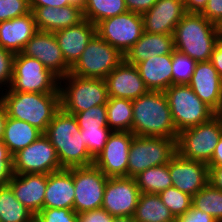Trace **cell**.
Here are the masks:
<instances>
[{
  "mask_svg": "<svg viewBox=\"0 0 222 222\" xmlns=\"http://www.w3.org/2000/svg\"><path fill=\"white\" fill-rule=\"evenodd\" d=\"M108 177L94 164L73 168L75 199L73 210L79 214L100 209L103 204L104 189Z\"/></svg>",
  "mask_w": 222,
  "mask_h": 222,
  "instance_id": "obj_13",
  "label": "cell"
},
{
  "mask_svg": "<svg viewBox=\"0 0 222 222\" xmlns=\"http://www.w3.org/2000/svg\"><path fill=\"white\" fill-rule=\"evenodd\" d=\"M7 119V111L5 109L3 101L0 99V140H2L4 136L5 124Z\"/></svg>",
  "mask_w": 222,
  "mask_h": 222,
  "instance_id": "obj_52",
  "label": "cell"
},
{
  "mask_svg": "<svg viewBox=\"0 0 222 222\" xmlns=\"http://www.w3.org/2000/svg\"><path fill=\"white\" fill-rule=\"evenodd\" d=\"M186 14L183 0H157L142 13L144 32L151 34H174L175 27Z\"/></svg>",
  "mask_w": 222,
  "mask_h": 222,
  "instance_id": "obj_18",
  "label": "cell"
},
{
  "mask_svg": "<svg viewBox=\"0 0 222 222\" xmlns=\"http://www.w3.org/2000/svg\"><path fill=\"white\" fill-rule=\"evenodd\" d=\"M196 61L177 50L172 53V85L189 84Z\"/></svg>",
  "mask_w": 222,
  "mask_h": 222,
  "instance_id": "obj_36",
  "label": "cell"
},
{
  "mask_svg": "<svg viewBox=\"0 0 222 222\" xmlns=\"http://www.w3.org/2000/svg\"><path fill=\"white\" fill-rule=\"evenodd\" d=\"M35 215L18 199L11 186H0V222H29Z\"/></svg>",
  "mask_w": 222,
  "mask_h": 222,
  "instance_id": "obj_31",
  "label": "cell"
},
{
  "mask_svg": "<svg viewBox=\"0 0 222 222\" xmlns=\"http://www.w3.org/2000/svg\"><path fill=\"white\" fill-rule=\"evenodd\" d=\"M22 53L38 59L59 78L70 73L54 33L38 30L26 43Z\"/></svg>",
  "mask_w": 222,
  "mask_h": 222,
  "instance_id": "obj_17",
  "label": "cell"
},
{
  "mask_svg": "<svg viewBox=\"0 0 222 222\" xmlns=\"http://www.w3.org/2000/svg\"><path fill=\"white\" fill-rule=\"evenodd\" d=\"M29 222H41V220L35 215Z\"/></svg>",
  "mask_w": 222,
  "mask_h": 222,
  "instance_id": "obj_57",
  "label": "cell"
},
{
  "mask_svg": "<svg viewBox=\"0 0 222 222\" xmlns=\"http://www.w3.org/2000/svg\"><path fill=\"white\" fill-rule=\"evenodd\" d=\"M209 183L222 190V166L209 167Z\"/></svg>",
  "mask_w": 222,
  "mask_h": 222,
  "instance_id": "obj_49",
  "label": "cell"
},
{
  "mask_svg": "<svg viewBox=\"0 0 222 222\" xmlns=\"http://www.w3.org/2000/svg\"><path fill=\"white\" fill-rule=\"evenodd\" d=\"M175 50L173 34H151L144 32L140 39L125 54V60L133 65L151 56L172 54Z\"/></svg>",
  "mask_w": 222,
  "mask_h": 222,
  "instance_id": "obj_27",
  "label": "cell"
},
{
  "mask_svg": "<svg viewBox=\"0 0 222 222\" xmlns=\"http://www.w3.org/2000/svg\"><path fill=\"white\" fill-rule=\"evenodd\" d=\"M74 116L80 129L108 127L106 105L91 107Z\"/></svg>",
  "mask_w": 222,
  "mask_h": 222,
  "instance_id": "obj_38",
  "label": "cell"
},
{
  "mask_svg": "<svg viewBox=\"0 0 222 222\" xmlns=\"http://www.w3.org/2000/svg\"><path fill=\"white\" fill-rule=\"evenodd\" d=\"M175 218L186 213L192 207V196L171 186L158 194Z\"/></svg>",
  "mask_w": 222,
  "mask_h": 222,
  "instance_id": "obj_35",
  "label": "cell"
},
{
  "mask_svg": "<svg viewBox=\"0 0 222 222\" xmlns=\"http://www.w3.org/2000/svg\"><path fill=\"white\" fill-rule=\"evenodd\" d=\"M108 96L134 100L149 90L140 77L136 65L125 59L105 78Z\"/></svg>",
  "mask_w": 222,
  "mask_h": 222,
  "instance_id": "obj_19",
  "label": "cell"
},
{
  "mask_svg": "<svg viewBox=\"0 0 222 222\" xmlns=\"http://www.w3.org/2000/svg\"><path fill=\"white\" fill-rule=\"evenodd\" d=\"M86 2H87V0H69V3L71 5H76L82 9H84Z\"/></svg>",
  "mask_w": 222,
  "mask_h": 222,
  "instance_id": "obj_54",
  "label": "cell"
},
{
  "mask_svg": "<svg viewBox=\"0 0 222 222\" xmlns=\"http://www.w3.org/2000/svg\"><path fill=\"white\" fill-rule=\"evenodd\" d=\"M74 195L73 168L50 173L47 175L43 208L73 210Z\"/></svg>",
  "mask_w": 222,
  "mask_h": 222,
  "instance_id": "obj_25",
  "label": "cell"
},
{
  "mask_svg": "<svg viewBox=\"0 0 222 222\" xmlns=\"http://www.w3.org/2000/svg\"><path fill=\"white\" fill-rule=\"evenodd\" d=\"M186 13H201L208 0H183Z\"/></svg>",
  "mask_w": 222,
  "mask_h": 222,
  "instance_id": "obj_50",
  "label": "cell"
},
{
  "mask_svg": "<svg viewBox=\"0 0 222 222\" xmlns=\"http://www.w3.org/2000/svg\"><path fill=\"white\" fill-rule=\"evenodd\" d=\"M30 11L29 0H0V22L23 16Z\"/></svg>",
  "mask_w": 222,
  "mask_h": 222,
  "instance_id": "obj_39",
  "label": "cell"
},
{
  "mask_svg": "<svg viewBox=\"0 0 222 222\" xmlns=\"http://www.w3.org/2000/svg\"><path fill=\"white\" fill-rule=\"evenodd\" d=\"M9 185L16 199L34 215L43 209L47 174H14Z\"/></svg>",
  "mask_w": 222,
  "mask_h": 222,
  "instance_id": "obj_23",
  "label": "cell"
},
{
  "mask_svg": "<svg viewBox=\"0 0 222 222\" xmlns=\"http://www.w3.org/2000/svg\"><path fill=\"white\" fill-rule=\"evenodd\" d=\"M113 217L107 211L100 208L79 213L77 215V222H112Z\"/></svg>",
  "mask_w": 222,
  "mask_h": 222,
  "instance_id": "obj_43",
  "label": "cell"
},
{
  "mask_svg": "<svg viewBox=\"0 0 222 222\" xmlns=\"http://www.w3.org/2000/svg\"><path fill=\"white\" fill-rule=\"evenodd\" d=\"M0 99L8 117L25 121L43 133L61 109L60 93H27L8 88L0 93Z\"/></svg>",
  "mask_w": 222,
  "mask_h": 222,
  "instance_id": "obj_2",
  "label": "cell"
},
{
  "mask_svg": "<svg viewBox=\"0 0 222 222\" xmlns=\"http://www.w3.org/2000/svg\"><path fill=\"white\" fill-rule=\"evenodd\" d=\"M222 136V122L215 115L210 120L178 133L176 139L177 154L209 164L215 147Z\"/></svg>",
  "mask_w": 222,
  "mask_h": 222,
  "instance_id": "obj_8",
  "label": "cell"
},
{
  "mask_svg": "<svg viewBox=\"0 0 222 222\" xmlns=\"http://www.w3.org/2000/svg\"><path fill=\"white\" fill-rule=\"evenodd\" d=\"M216 115L220 118V121L222 122V103L220 109L216 112Z\"/></svg>",
  "mask_w": 222,
  "mask_h": 222,
  "instance_id": "obj_56",
  "label": "cell"
},
{
  "mask_svg": "<svg viewBox=\"0 0 222 222\" xmlns=\"http://www.w3.org/2000/svg\"><path fill=\"white\" fill-rule=\"evenodd\" d=\"M216 30L218 32L219 38H222V18L219 20V22L216 24Z\"/></svg>",
  "mask_w": 222,
  "mask_h": 222,
  "instance_id": "obj_55",
  "label": "cell"
},
{
  "mask_svg": "<svg viewBox=\"0 0 222 222\" xmlns=\"http://www.w3.org/2000/svg\"><path fill=\"white\" fill-rule=\"evenodd\" d=\"M127 11L125 0H87L83 9L84 18L94 25Z\"/></svg>",
  "mask_w": 222,
  "mask_h": 222,
  "instance_id": "obj_33",
  "label": "cell"
},
{
  "mask_svg": "<svg viewBox=\"0 0 222 222\" xmlns=\"http://www.w3.org/2000/svg\"><path fill=\"white\" fill-rule=\"evenodd\" d=\"M30 7H64L71 5L69 0H29Z\"/></svg>",
  "mask_w": 222,
  "mask_h": 222,
  "instance_id": "obj_48",
  "label": "cell"
},
{
  "mask_svg": "<svg viewBox=\"0 0 222 222\" xmlns=\"http://www.w3.org/2000/svg\"><path fill=\"white\" fill-rule=\"evenodd\" d=\"M176 153V139L134 136L129 148L127 177L134 178L148 168L168 164Z\"/></svg>",
  "mask_w": 222,
  "mask_h": 222,
  "instance_id": "obj_9",
  "label": "cell"
},
{
  "mask_svg": "<svg viewBox=\"0 0 222 222\" xmlns=\"http://www.w3.org/2000/svg\"><path fill=\"white\" fill-rule=\"evenodd\" d=\"M177 132L197 126L216 115L188 84H173L164 91Z\"/></svg>",
  "mask_w": 222,
  "mask_h": 222,
  "instance_id": "obj_6",
  "label": "cell"
},
{
  "mask_svg": "<svg viewBox=\"0 0 222 222\" xmlns=\"http://www.w3.org/2000/svg\"><path fill=\"white\" fill-rule=\"evenodd\" d=\"M132 133L135 136L177 139L167 97L161 91H148L132 100Z\"/></svg>",
  "mask_w": 222,
  "mask_h": 222,
  "instance_id": "obj_3",
  "label": "cell"
},
{
  "mask_svg": "<svg viewBox=\"0 0 222 222\" xmlns=\"http://www.w3.org/2000/svg\"><path fill=\"white\" fill-rule=\"evenodd\" d=\"M144 33L140 13H126L105 19L96 24V34L124 56Z\"/></svg>",
  "mask_w": 222,
  "mask_h": 222,
  "instance_id": "obj_11",
  "label": "cell"
},
{
  "mask_svg": "<svg viewBox=\"0 0 222 222\" xmlns=\"http://www.w3.org/2000/svg\"><path fill=\"white\" fill-rule=\"evenodd\" d=\"M136 67L149 91L164 92L172 85V54L151 56Z\"/></svg>",
  "mask_w": 222,
  "mask_h": 222,
  "instance_id": "obj_26",
  "label": "cell"
},
{
  "mask_svg": "<svg viewBox=\"0 0 222 222\" xmlns=\"http://www.w3.org/2000/svg\"><path fill=\"white\" fill-rule=\"evenodd\" d=\"M134 178L141 193L159 194L173 185L169 163L148 168Z\"/></svg>",
  "mask_w": 222,
  "mask_h": 222,
  "instance_id": "obj_30",
  "label": "cell"
},
{
  "mask_svg": "<svg viewBox=\"0 0 222 222\" xmlns=\"http://www.w3.org/2000/svg\"><path fill=\"white\" fill-rule=\"evenodd\" d=\"M169 173L172 186L191 196L196 195L209 183L207 164L186 159L177 153L169 162Z\"/></svg>",
  "mask_w": 222,
  "mask_h": 222,
  "instance_id": "obj_16",
  "label": "cell"
},
{
  "mask_svg": "<svg viewBox=\"0 0 222 222\" xmlns=\"http://www.w3.org/2000/svg\"><path fill=\"white\" fill-rule=\"evenodd\" d=\"M112 222H137L133 216H117L113 217Z\"/></svg>",
  "mask_w": 222,
  "mask_h": 222,
  "instance_id": "obj_53",
  "label": "cell"
},
{
  "mask_svg": "<svg viewBox=\"0 0 222 222\" xmlns=\"http://www.w3.org/2000/svg\"><path fill=\"white\" fill-rule=\"evenodd\" d=\"M66 64L71 68L79 59L87 44L96 35V25L89 20L54 32Z\"/></svg>",
  "mask_w": 222,
  "mask_h": 222,
  "instance_id": "obj_21",
  "label": "cell"
},
{
  "mask_svg": "<svg viewBox=\"0 0 222 222\" xmlns=\"http://www.w3.org/2000/svg\"><path fill=\"white\" fill-rule=\"evenodd\" d=\"M175 50L196 62L210 61L219 36L216 25L201 13H186L175 27Z\"/></svg>",
  "mask_w": 222,
  "mask_h": 222,
  "instance_id": "obj_4",
  "label": "cell"
},
{
  "mask_svg": "<svg viewBox=\"0 0 222 222\" xmlns=\"http://www.w3.org/2000/svg\"><path fill=\"white\" fill-rule=\"evenodd\" d=\"M77 213L66 208H43L36 216L41 222H77Z\"/></svg>",
  "mask_w": 222,
  "mask_h": 222,
  "instance_id": "obj_40",
  "label": "cell"
},
{
  "mask_svg": "<svg viewBox=\"0 0 222 222\" xmlns=\"http://www.w3.org/2000/svg\"><path fill=\"white\" fill-rule=\"evenodd\" d=\"M171 222H179L178 220H177V218H175L173 221H171Z\"/></svg>",
  "mask_w": 222,
  "mask_h": 222,
  "instance_id": "obj_58",
  "label": "cell"
},
{
  "mask_svg": "<svg viewBox=\"0 0 222 222\" xmlns=\"http://www.w3.org/2000/svg\"><path fill=\"white\" fill-rule=\"evenodd\" d=\"M201 14L216 25L222 18V0H208Z\"/></svg>",
  "mask_w": 222,
  "mask_h": 222,
  "instance_id": "obj_44",
  "label": "cell"
},
{
  "mask_svg": "<svg viewBox=\"0 0 222 222\" xmlns=\"http://www.w3.org/2000/svg\"><path fill=\"white\" fill-rule=\"evenodd\" d=\"M125 56L97 34L87 44L70 73L83 78L105 79Z\"/></svg>",
  "mask_w": 222,
  "mask_h": 222,
  "instance_id": "obj_10",
  "label": "cell"
},
{
  "mask_svg": "<svg viewBox=\"0 0 222 222\" xmlns=\"http://www.w3.org/2000/svg\"><path fill=\"white\" fill-rule=\"evenodd\" d=\"M81 136L90 156L95 159L102 152L110 134L109 127L80 129Z\"/></svg>",
  "mask_w": 222,
  "mask_h": 222,
  "instance_id": "obj_37",
  "label": "cell"
},
{
  "mask_svg": "<svg viewBox=\"0 0 222 222\" xmlns=\"http://www.w3.org/2000/svg\"><path fill=\"white\" fill-rule=\"evenodd\" d=\"M135 135L129 131H113L94 165L108 178L127 177L129 148Z\"/></svg>",
  "mask_w": 222,
  "mask_h": 222,
  "instance_id": "obj_14",
  "label": "cell"
},
{
  "mask_svg": "<svg viewBox=\"0 0 222 222\" xmlns=\"http://www.w3.org/2000/svg\"><path fill=\"white\" fill-rule=\"evenodd\" d=\"M12 158L7 146L0 140V186L8 185L14 175Z\"/></svg>",
  "mask_w": 222,
  "mask_h": 222,
  "instance_id": "obj_42",
  "label": "cell"
},
{
  "mask_svg": "<svg viewBox=\"0 0 222 222\" xmlns=\"http://www.w3.org/2000/svg\"><path fill=\"white\" fill-rule=\"evenodd\" d=\"M59 90L61 108L72 115L106 105L109 98L105 79L83 78L71 73L60 78Z\"/></svg>",
  "mask_w": 222,
  "mask_h": 222,
  "instance_id": "obj_5",
  "label": "cell"
},
{
  "mask_svg": "<svg viewBox=\"0 0 222 222\" xmlns=\"http://www.w3.org/2000/svg\"><path fill=\"white\" fill-rule=\"evenodd\" d=\"M106 110L108 127L112 131L132 132V100L109 97L106 104Z\"/></svg>",
  "mask_w": 222,
  "mask_h": 222,
  "instance_id": "obj_32",
  "label": "cell"
},
{
  "mask_svg": "<svg viewBox=\"0 0 222 222\" xmlns=\"http://www.w3.org/2000/svg\"><path fill=\"white\" fill-rule=\"evenodd\" d=\"M14 174H50L62 170L57 153L43 134L33 143L13 155Z\"/></svg>",
  "mask_w": 222,
  "mask_h": 222,
  "instance_id": "obj_12",
  "label": "cell"
},
{
  "mask_svg": "<svg viewBox=\"0 0 222 222\" xmlns=\"http://www.w3.org/2000/svg\"><path fill=\"white\" fill-rule=\"evenodd\" d=\"M196 96L215 112L222 103V78L210 61L197 62L188 84Z\"/></svg>",
  "mask_w": 222,
  "mask_h": 222,
  "instance_id": "obj_20",
  "label": "cell"
},
{
  "mask_svg": "<svg viewBox=\"0 0 222 222\" xmlns=\"http://www.w3.org/2000/svg\"><path fill=\"white\" fill-rule=\"evenodd\" d=\"M37 31L31 11L23 16L0 22V46L14 54L21 53Z\"/></svg>",
  "mask_w": 222,
  "mask_h": 222,
  "instance_id": "obj_24",
  "label": "cell"
},
{
  "mask_svg": "<svg viewBox=\"0 0 222 222\" xmlns=\"http://www.w3.org/2000/svg\"><path fill=\"white\" fill-rule=\"evenodd\" d=\"M177 220L179 222H217L215 218L193 206L186 213L178 216Z\"/></svg>",
  "mask_w": 222,
  "mask_h": 222,
  "instance_id": "obj_45",
  "label": "cell"
},
{
  "mask_svg": "<svg viewBox=\"0 0 222 222\" xmlns=\"http://www.w3.org/2000/svg\"><path fill=\"white\" fill-rule=\"evenodd\" d=\"M39 31L54 33L75 26L85 20L83 9L76 5L58 7H30Z\"/></svg>",
  "mask_w": 222,
  "mask_h": 222,
  "instance_id": "obj_22",
  "label": "cell"
},
{
  "mask_svg": "<svg viewBox=\"0 0 222 222\" xmlns=\"http://www.w3.org/2000/svg\"><path fill=\"white\" fill-rule=\"evenodd\" d=\"M210 62L222 78V38H219L211 54Z\"/></svg>",
  "mask_w": 222,
  "mask_h": 222,
  "instance_id": "obj_47",
  "label": "cell"
},
{
  "mask_svg": "<svg viewBox=\"0 0 222 222\" xmlns=\"http://www.w3.org/2000/svg\"><path fill=\"white\" fill-rule=\"evenodd\" d=\"M209 167L222 166V136L220 137L217 146L215 147Z\"/></svg>",
  "mask_w": 222,
  "mask_h": 222,
  "instance_id": "obj_51",
  "label": "cell"
},
{
  "mask_svg": "<svg viewBox=\"0 0 222 222\" xmlns=\"http://www.w3.org/2000/svg\"><path fill=\"white\" fill-rule=\"evenodd\" d=\"M192 206L222 222V190L210 183L192 196Z\"/></svg>",
  "mask_w": 222,
  "mask_h": 222,
  "instance_id": "obj_34",
  "label": "cell"
},
{
  "mask_svg": "<svg viewBox=\"0 0 222 222\" xmlns=\"http://www.w3.org/2000/svg\"><path fill=\"white\" fill-rule=\"evenodd\" d=\"M44 134L55 148L63 169L94 164V159L87 150L74 115L61 108L54 115Z\"/></svg>",
  "mask_w": 222,
  "mask_h": 222,
  "instance_id": "obj_1",
  "label": "cell"
},
{
  "mask_svg": "<svg viewBox=\"0 0 222 222\" xmlns=\"http://www.w3.org/2000/svg\"><path fill=\"white\" fill-rule=\"evenodd\" d=\"M60 78L38 59L16 53L13 62L11 91L60 93Z\"/></svg>",
  "mask_w": 222,
  "mask_h": 222,
  "instance_id": "obj_7",
  "label": "cell"
},
{
  "mask_svg": "<svg viewBox=\"0 0 222 222\" xmlns=\"http://www.w3.org/2000/svg\"><path fill=\"white\" fill-rule=\"evenodd\" d=\"M137 222H171L175 219L158 194L141 193L135 212Z\"/></svg>",
  "mask_w": 222,
  "mask_h": 222,
  "instance_id": "obj_29",
  "label": "cell"
},
{
  "mask_svg": "<svg viewBox=\"0 0 222 222\" xmlns=\"http://www.w3.org/2000/svg\"><path fill=\"white\" fill-rule=\"evenodd\" d=\"M14 57L15 54L13 52L8 51L0 46V89H3L2 91L10 88Z\"/></svg>",
  "mask_w": 222,
  "mask_h": 222,
  "instance_id": "obj_41",
  "label": "cell"
},
{
  "mask_svg": "<svg viewBox=\"0 0 222 222\" xmlns=\"http://www.w3.org/2000/svg\"><path fill=\"white\" fill-rule=\"evenodd\" d=\"M140 194L135 178H108L101 208L114 217L133 216Z\"/></svg>",
  "mask_w": 222,
  "mask_h": 222,
  "instance_id": "obj_15",
  "label": "cell"
},
{
  "mask_svg": "<svg viewBox=\"0 0 222 222\" xmlns=\"http://www.w3.org/2000/svg\"><path fill=\"white\" fill-rule=\"evenodd\" d=\"M44 133L25 121L8 117L2 142L13 156L24 149Z\"/></svg>",
  "mask_w": 222,
  "mask_h": 222,
  "instance_id": "obj_28",
  "label": "cell"
},
{
  "mask_svg": "<svg viewBox=\"0 0 222 222\" xmlns=\"http://www.w3.org/2000/svg\"><path fill=\"white\" fill-rule=\"evenodd\" d=\"M156 2L157 0H125L128 11L140 14L148 11Z\"/></svg>",
  "mask_w": 222,
  "mask_h": 222,
  "instance_id": "obj_46",
  "label": "cell"
}]
</instances>
